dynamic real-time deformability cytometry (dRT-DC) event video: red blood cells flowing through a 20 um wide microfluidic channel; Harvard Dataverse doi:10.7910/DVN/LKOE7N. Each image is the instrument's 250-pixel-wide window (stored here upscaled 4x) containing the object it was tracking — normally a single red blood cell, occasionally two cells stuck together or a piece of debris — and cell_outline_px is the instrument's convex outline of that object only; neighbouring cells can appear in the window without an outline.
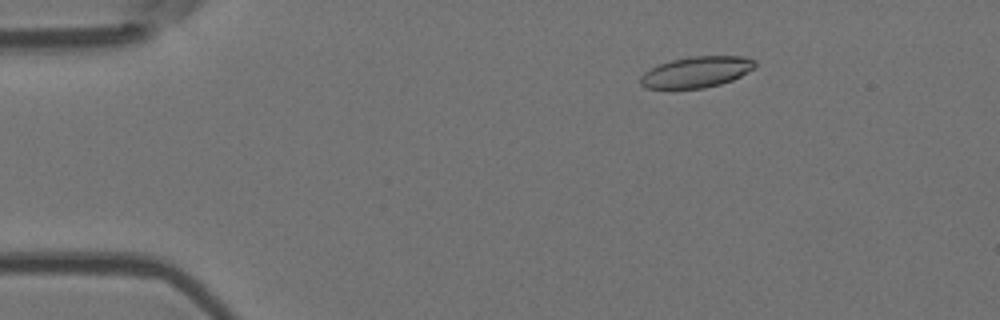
{"species": "Egyptian fruit bat (a non-hibernating species)", "species_latin": "Rousettus aegyptiacus", "temperature_condition": "room temperature", "stored_images_in_passage": 5, "camera_frame_rate_fps": 3000, "um_per_image_px": 0.085, "animal": {"sex": "female"}, "frame": {"image": 1, "passage_image": 3, "time_ms": 0.667, "image_size_px": [1000, 320], "cell_outline_px": [[756, 64], [752, 68], [740, 76], [732, 80], [720, 84], [704, 88], [648, 88], [640, 84], [640, 76], [644, 72], [660, 64], [672, 60], [688, 56], [744, 56], [756, 60]], "centroid_in_image_um": [59.2, 6.11], "position_along_channel_um": 25.8, "area_um2": 20.52}}